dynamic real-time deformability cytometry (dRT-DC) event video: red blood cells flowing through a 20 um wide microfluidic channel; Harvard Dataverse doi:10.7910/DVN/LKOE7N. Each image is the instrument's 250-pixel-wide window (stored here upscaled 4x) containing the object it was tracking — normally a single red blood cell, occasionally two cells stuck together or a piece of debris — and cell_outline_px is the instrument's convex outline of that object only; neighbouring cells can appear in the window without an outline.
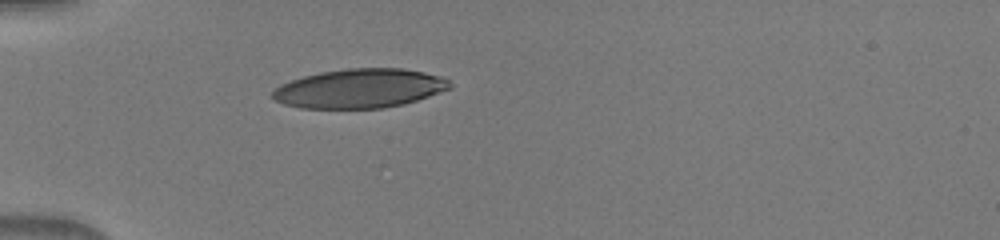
{"species": "human", "species_latin": "Homo sapiens", "temperature_condition": "warm", "stored_images_in_passage": 30, "camera_frame_rate_fps": 3000, "um_per_image_px": 0.085, "donor": {"sex": "male"}, "frame": {"image": 1, "passage_image": 1, "time_ms": 0.0, "image_size_px": [1000, 240], "cell_outline_px": [[452, 88], [404, 104], [380, 108], [300, 108], [284, 104], [276, 100], [272, 96], [272, 92], [280, 84], [304, 76], [320, 72], [348, 68], [404, 68], [444, 76], [452, 84]], "centroid_in_image_um": [30.6, 7.51], "position_along_channel_um": 54.4, "area_um2": 40.46}}
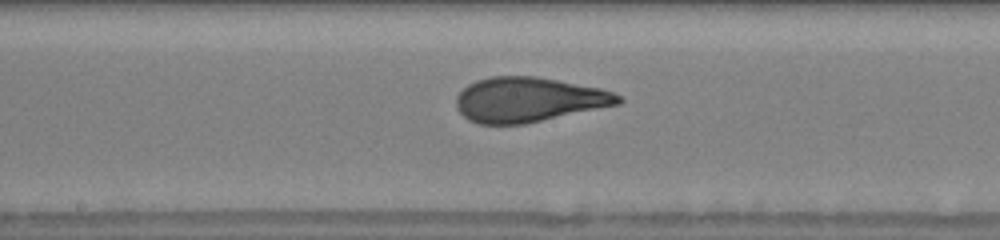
{"frame": {"image": 2, "passage_image": 13, "time_ms": 4.0, "image_size_px": [1000, 240], "cell_outline_px": [[624, 100], [620, 104], [524, 124], [480, 124], [468, 120], [456, 108], [456, 96], [468, 84], [476, 80], [492, 76], [536, 76], [600, 88], [616, 92]], "centroid_in_image_um": [44.93, 8.47], "position_along_channel_um": 203.3, "area_um2": 42.31}}
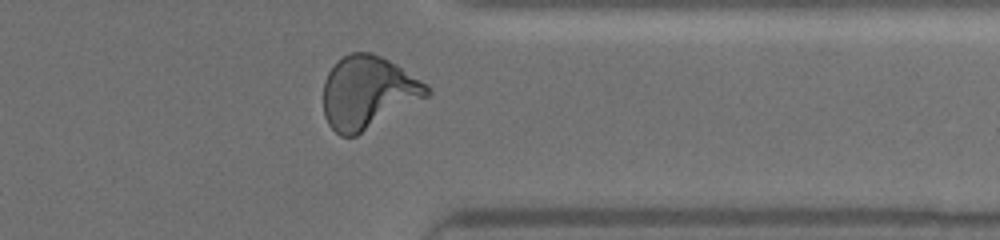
{"frame": {"image": 3, "passage_image": 26, "time_ms": 8.333, "image_size_px": [1000, 240], "cell_outline_px": [[432, 92], [428, 96], [356, 136], [340, 136], [328, 124], [324, 116], [324, 80], [328, 72], [336, 60], [352, 52], [372, 52], [396, 64], [428, 84]], "centroid_in_image_um": [31.27, 7.85], "position_along_channel_um": 380.1, "area_um2": 43.81}}